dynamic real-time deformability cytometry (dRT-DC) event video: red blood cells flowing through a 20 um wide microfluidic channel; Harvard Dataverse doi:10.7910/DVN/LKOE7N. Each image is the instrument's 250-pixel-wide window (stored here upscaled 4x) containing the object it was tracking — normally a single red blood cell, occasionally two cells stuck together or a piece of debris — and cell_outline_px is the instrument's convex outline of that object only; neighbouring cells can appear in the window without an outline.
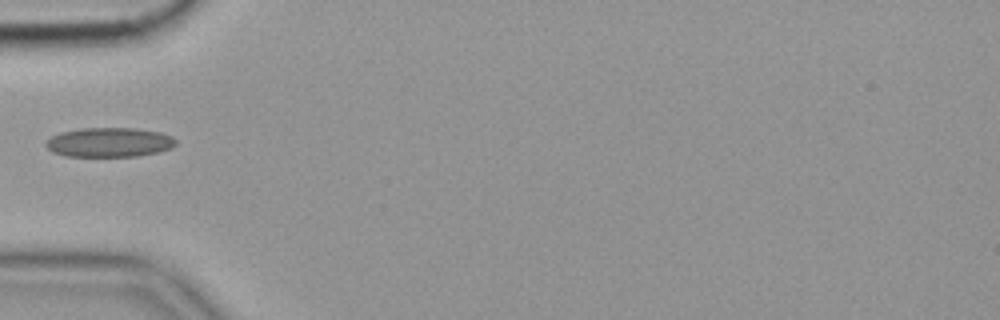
{"species": "common noctule bat (a hibernating species)", "species_latin": "Nyctalus noctula", "temperature_condition": "cold", "stored_images_in_passage": 38, "camera_frame_rate_fps": 3000, "um_per_image_px": 0.085, "animal": {"sex": "female", "body_mass_g": 19.9}, "frame": {"image": 1, "passage_image": 1, "time_ms": 0.0, "image_size_px": [1000, 320], "cell_outline_px": [[176, 144], [168, 148], [156, 152], [136, 156], [64, 156], [52, 152], [44, 144], [44, 140], [60, 132], [80, 128], [136, 128], [160, 132], [172, 136], [176, 140]], "centroid_in_image_um": [9.23, 12.09], "position_along_channel_um": 75.8, "area_um2": 22.31}}